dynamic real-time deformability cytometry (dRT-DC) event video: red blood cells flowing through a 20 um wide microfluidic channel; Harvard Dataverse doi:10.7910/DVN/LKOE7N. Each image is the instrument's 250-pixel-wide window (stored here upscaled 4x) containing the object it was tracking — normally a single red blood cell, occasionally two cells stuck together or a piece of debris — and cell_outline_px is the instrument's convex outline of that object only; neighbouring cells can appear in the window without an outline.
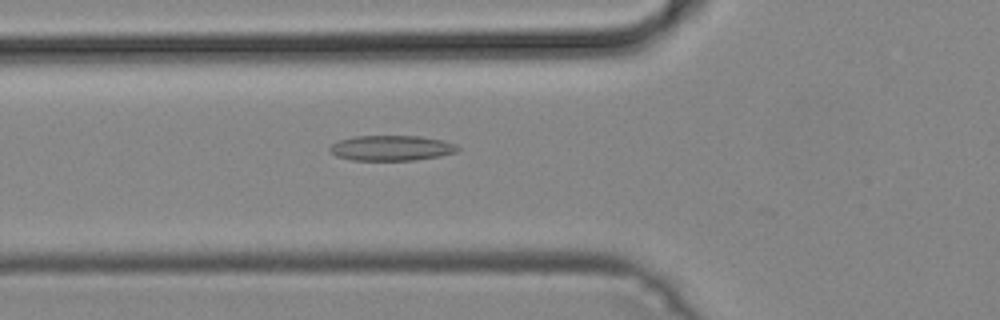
{"species": "common noctule bat (a hibernating species)", "species_latin": "Nyctalus noctula", "temperature_condition": "cold", "stored_images_in_passage": 47, "camera_frame_rate_fps": 3000, "um_per_image_px": 0.085, "animal": {"sex": "male", "body_mass_g": 19.2, "forearm_length_mm": 51.8}, "frame": {"image": 1, "passage_image": 18, "time_ms": 5.667, "image_size_px": [1000, 320], "cell_outline_px": [[460, 148], [456, 152], [440, 156], [412, 160], [352, 160], [336, 156], [328, 152], [328, 148], [332, 144], [340, 140], [352, 136], [420, 136], [444, 140], [456, 144]], "centroid_in_image_um": [33.25, 12.58], "position_along_channel_um": 92.5, "area_um2": 18.96}}
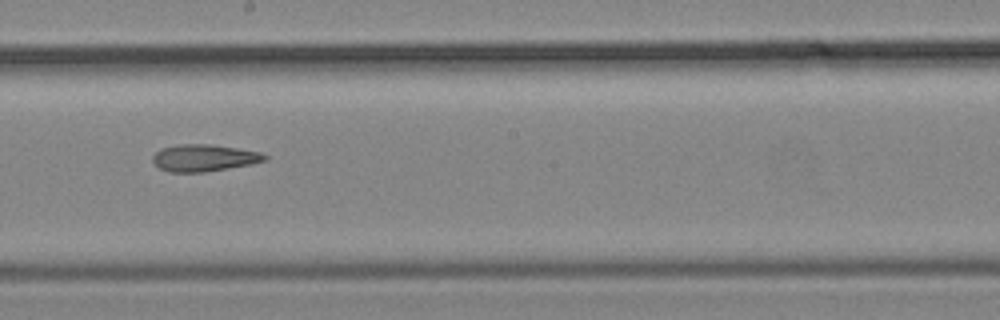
{"frame": {"image": 2, "passage_image": 28, "time_ms": 9.0, "image_size_px": [1000, 320], "cell_outline_px": [[268, 160], [252, 164], [204, 172], [168, 172], [160, 168], [152, 160], [152, 156], [160, 148], [180, 144], [208, 144], [236, 148], [260, 152], [268, 156]], "centroid_in_image_um": [17.34, 13.42], "position_along_channel_um": 230.9, "area_um2": 17.57}}
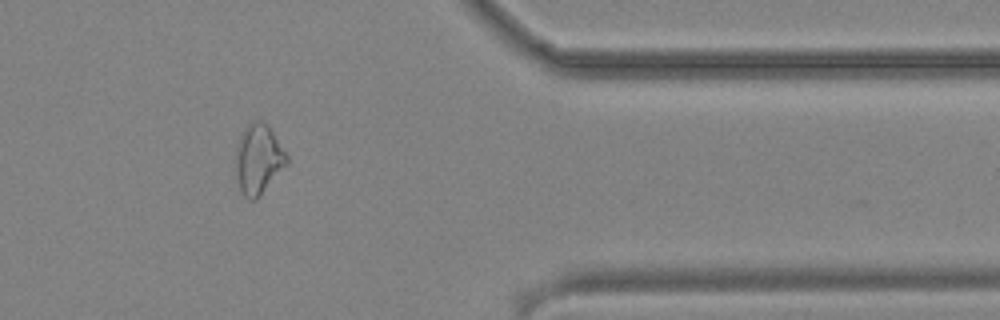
{"frame": {"image": 3, "passage_image": 41, "time_ms": 13.333, "image_size_px": [1000, 320], "cell_outline_px": [[288, 164], [260, 196], [256, 200], [248, 200], [244, 196], [240, 188], [236, 176], [236, 148], [240, 136], [244, 128], [252, 120], [260, 120], [268, 124], [288, 156]], "centroid_in_image_um": [21.97, 13.53], "position_along_channel_um": 389.4, "area_um2": 20.92}}